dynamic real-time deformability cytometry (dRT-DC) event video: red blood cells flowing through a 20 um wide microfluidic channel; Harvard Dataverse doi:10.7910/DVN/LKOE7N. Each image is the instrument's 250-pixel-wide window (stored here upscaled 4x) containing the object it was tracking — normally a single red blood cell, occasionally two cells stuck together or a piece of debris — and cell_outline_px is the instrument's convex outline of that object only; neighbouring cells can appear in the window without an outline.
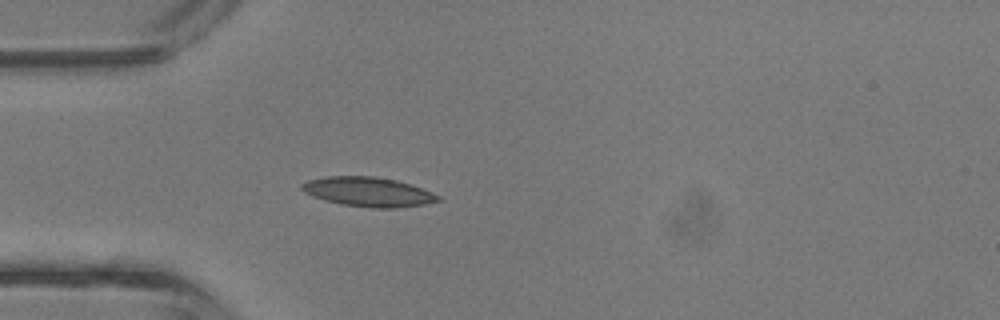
{"species": "common noctule bat (a hibernating species)", "species_latin": "Nyctalus noctula", "temperature_condition": "room temperature", "stored_images_in_passage": 41, "camera_frame_rate_fps": 3000, "um_per_image_px": 0.085, "animal": {"sex": "male", "body_mass_g": 13.3}, "frame": {"image": 1, "passage_image": 11, "time_ms": 3.333, "image_size_px": [1000, 320], "cell_outline_px": [[444, 200], [424, 204], [396, 208], [372, 208], [340, 204], [324, 200], [312, 196], [304, 192], [300, 188], [300, 184], [308, 180], [324, 176], [376, 176], [396, 180], [432, 192], [440, 196]], "centroid_in_image_um": [31.27, 16.31], "position_along_channel_um": 53.7, "area_um2": 23.52}}
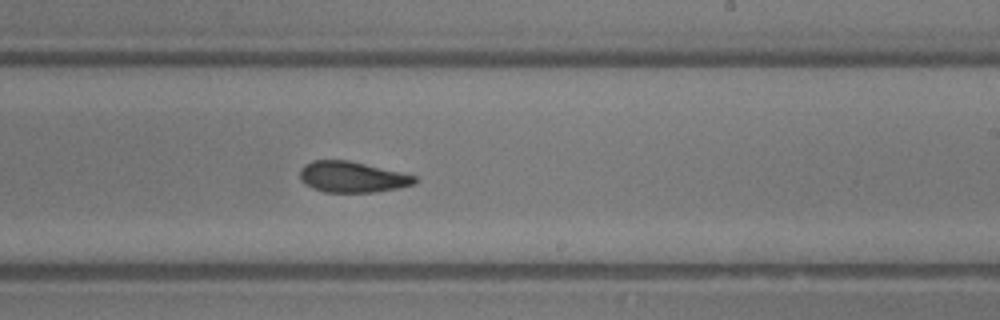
{"frame": {"image": 2, "passage_image": 24, "time_ms": 7.667, "image_size_px": [1000, 320], "cell_outline_px": [[416, 184], [400, 188], [376, 192], [324, 192], [312, 188], [304, 184], [300, 180], [300, 168], [304, 164], [312, 160], [348, 160], [400, 172], [416, 176]], "centroid_in_image_um": [29.91, 15.05], "position_along_channel_um": 259.1, "area_um2": 20.81}}
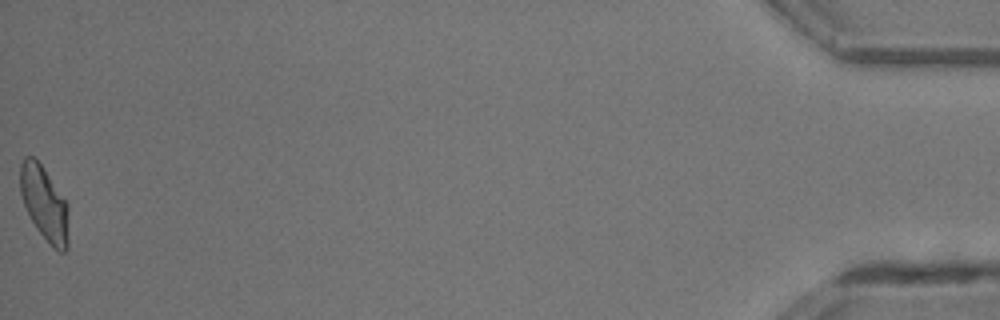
{"frame": {"image": 3, "passage_image": 41, "time_ms": 13.333, "image_size_px": [1000, 320], "cell_outline_px": [[68, 248], [64, 252], [60, 252], [52, 248], [36, 228], [24, 204], [20, 192], [20, 164], [24, 156], [32, 156], [44, 168], [68, 204]], "centroid_in_image_um": [3.78, 17.31], "position_along_channel_um": 431.4, "area_um2": 20.98}, "authors_computed_cell_mechanics": {"area_um2": 21.097, "velocity_mm_per_s": 4.9069, "shape_relaxation_time_tau1_ms": 3.8234, "shape_relaxation_time_tau2_ms": 2.0095, "deformation_change_tau1": 0.1338, "deformation_change_tau2": 0.08}}